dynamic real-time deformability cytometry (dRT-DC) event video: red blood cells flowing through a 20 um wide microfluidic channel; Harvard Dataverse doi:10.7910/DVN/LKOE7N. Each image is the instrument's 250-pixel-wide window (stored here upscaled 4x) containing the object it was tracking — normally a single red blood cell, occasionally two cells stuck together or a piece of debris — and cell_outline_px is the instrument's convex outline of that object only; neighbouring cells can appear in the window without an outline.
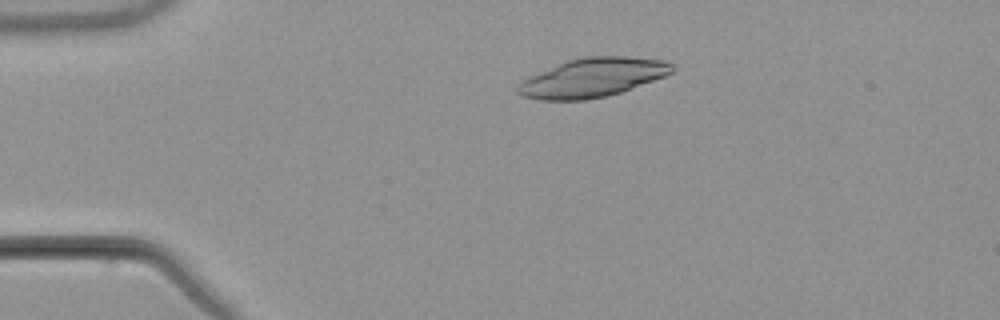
{"species": "common noctule bat (a hibernating species)", "species_latin": "Nyctalus noctula", "temperature_condition": "warm", "stored_images_in_passage": 5, "camera_frame_rate_fps": 3000, "um_per_image_px": 0.085, "animal": {"sex": "male", "body_mass_g": 21.5, "forearm_length_mm": 52.0}, "frame": {"image": 1, "passage_image": 4, "time_ms": 3.667, "image_size_px": [1000, 320], "cell_outline_px": [[676, 68], [672, 72], [664, 76], [620, 92], [604, 96], [584, 100], [540, 100], [524, 96], [516, 92], [516, 88], [524, 80], [540, 72], [568, 60], [588, 56], [624, 56], [668, 60]], "centroid_in_image_um": [50.41, 6.59], "position_along_channel_um": 34.6, "area_um2": 34.51}}